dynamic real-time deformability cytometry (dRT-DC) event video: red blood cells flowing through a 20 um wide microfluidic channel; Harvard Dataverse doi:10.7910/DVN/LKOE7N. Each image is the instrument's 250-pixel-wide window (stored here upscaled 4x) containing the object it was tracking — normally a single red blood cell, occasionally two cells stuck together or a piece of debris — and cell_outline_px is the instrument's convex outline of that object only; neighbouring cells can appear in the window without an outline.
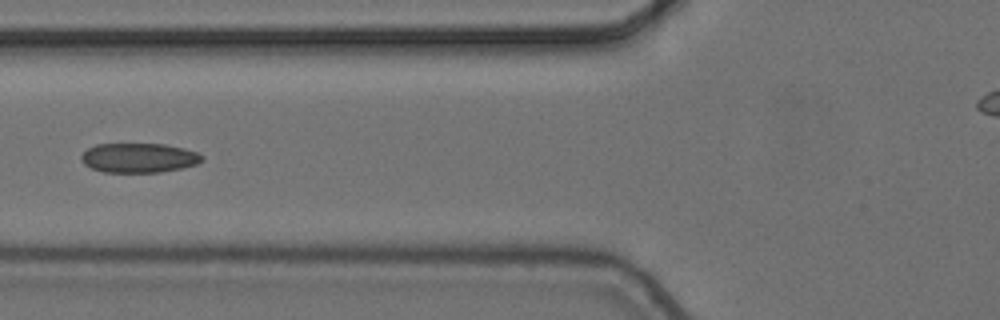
{"species": "common noctule bat (a hibernating species)", "species_latin": "Nyctalus noctula", "temperature_condition": "cold", "stored_images_in_passage": 5, "camera_frame_rate_fps": 3000, "um_per_image_px": 0.085, "animal": {"sex": "female", "body_mass_g": 24.6, "forearm_length_mm": 56.2}, "frame": {"image": 1, "passage_image": 5, "time_ms": 1.333, "image_size_px": [1000, 320], "cell_outline_px": [[204, 160], [196, 164], [180, 168], [160, 172], [104, 172], [92, 168], [84, 164], [80, 160], [80, 156], [88, 148], [96, 144], [164, 144], [184, 148], [196, 152], [204, 156]], "centroid_in_image_um": [11.79, 13.41], "position_along_channel_um": 114.0, "area_um2": 20.75}}